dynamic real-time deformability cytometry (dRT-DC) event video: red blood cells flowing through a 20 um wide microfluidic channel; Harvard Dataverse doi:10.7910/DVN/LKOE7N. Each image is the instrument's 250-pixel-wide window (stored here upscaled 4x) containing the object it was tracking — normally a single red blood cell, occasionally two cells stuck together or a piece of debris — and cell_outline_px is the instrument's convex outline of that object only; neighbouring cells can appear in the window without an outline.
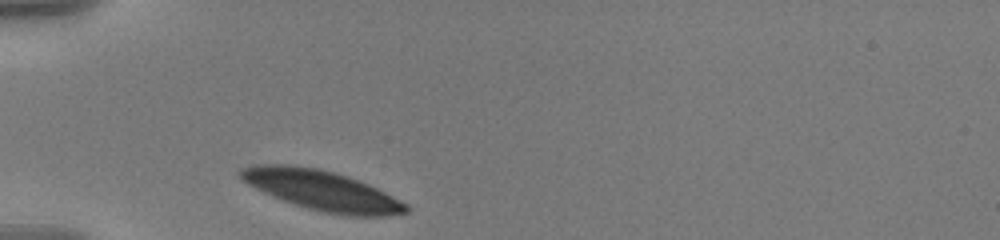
{"species": "human", "species_latin": "Homo sapiens", "temperature_condition": "warm", "stored_images_in_passage": 32, "camera_frame_rate_fps": 3000, "um_per_image_px": 0.085, "donor": {"sex": "male"}, "frame": {"image": 1, "passage_image": 1, "time_ms": 0.0, "image_size_px": [1000, 240], "cell_outline_px": [[408, 212], [388, 216], [344, 216], [324, 212], [308, 208], [272, 196], [248, 184], [236, 172], [240, 168], [256, 164], [292, 164], [320, 168], [336, 172], [360, 180], [408, 204]], "centroid_in_image_um": [27.36, 16.17], "position_along_channel_um": 57.6, "area_um2": 38.61}}
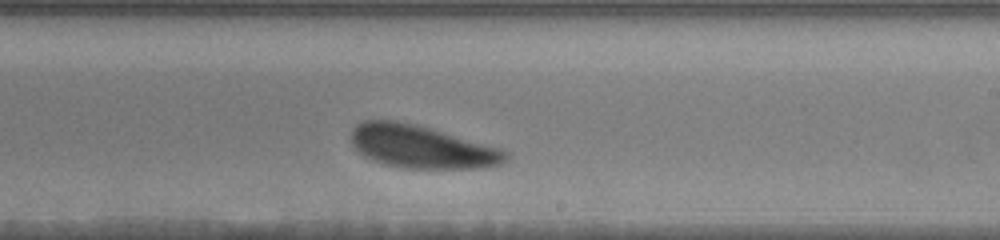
{"frame": {"image": 2, "passage_image": 19, "time_ms": 6.0, "image_size_px": [1000, 240], "cell_outline_px": [[512, 152], [500, 164], [480, 168], [400, 168], [384, 164], [364, 156], [352, 144], [352, 128], [356, 124], [364, 120], [396, 120], [416, 124], [504, 148]], "centroid_in_image_um": [35.87, 12.46], "position_along_channel_um": 253.1, "area_um2": 38.9}}
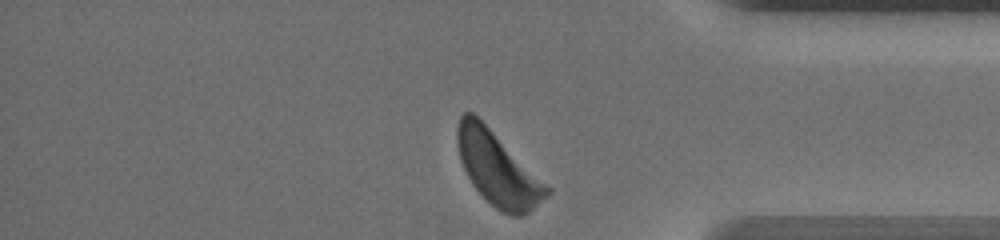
{"frame": {"image": 3, "passage_image": 32, "time_ms": 10.333, "image_size_px": [1000, 240], "cell_outline_px": [[552, 192], [524, 216], [512, 216], [496, 208], [472, 184], [460, 160], [456, 140], [456, 132], [460, 116], [464, 112], [472, 112], [552, 188]], "centroid_in_image_um": [42.32, 14.36], "position_along_channel_um": 392.9, "area_um2": 37.69}, "authors_computed_cell_mechanics": {"area_um2": 39.304, "velocity_mm_per_s": 3.4896, "shape_relaxation_time_tau1_ms": 1.9139, "shape_relaxation_time_tau2_ms": null, "deformation_change_tau1": 0.0939, "deformation_change_tau2": null}}